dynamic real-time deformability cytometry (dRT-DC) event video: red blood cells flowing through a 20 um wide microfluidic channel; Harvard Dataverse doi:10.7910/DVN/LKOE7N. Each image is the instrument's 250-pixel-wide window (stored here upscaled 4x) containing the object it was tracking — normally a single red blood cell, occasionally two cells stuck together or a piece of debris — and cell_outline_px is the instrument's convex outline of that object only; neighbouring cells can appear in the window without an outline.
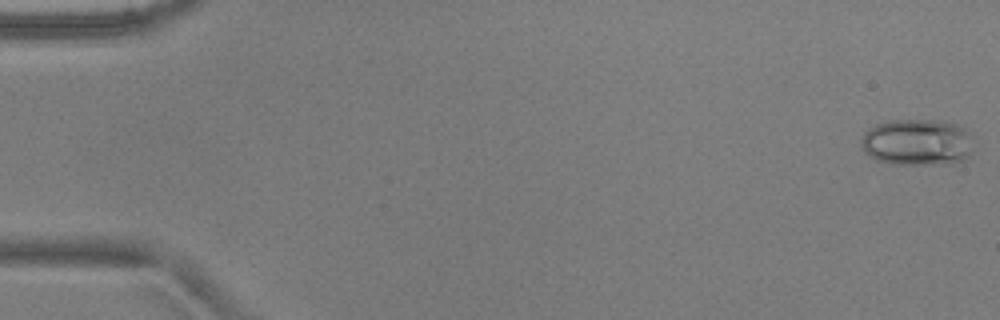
{"species": "common noctule bat (a hibernating species)", "species_latin": "Nyctalus noctula", "temperature_condition": "warm", "stored_images_in_passage": 5, "camera_frame_rate_fps": 3000, "um_per_image_px": 0.085, "animal": {"sex": "male", "body_mass_g": 17.9, "forearm_length_mm": 54.2}, "frame": {"image": 1, "passage_image": 1, "time_ms": 0.0, "image_size_px": [1000, 320], "cell_outline_px": [[972, 136], [968, 156], [952, 164], [892, 164], [876, 160], [864, 152], [860, 148], [860, 140], [864, 132], [868, 128], [876, 124], [888, 120], [940, 120], [956, 124], [972, 132]], "centroid_in_image_um": [77.92, 12.08], "position_along_channel_um": 7.1, "area_um2": 30.87}}